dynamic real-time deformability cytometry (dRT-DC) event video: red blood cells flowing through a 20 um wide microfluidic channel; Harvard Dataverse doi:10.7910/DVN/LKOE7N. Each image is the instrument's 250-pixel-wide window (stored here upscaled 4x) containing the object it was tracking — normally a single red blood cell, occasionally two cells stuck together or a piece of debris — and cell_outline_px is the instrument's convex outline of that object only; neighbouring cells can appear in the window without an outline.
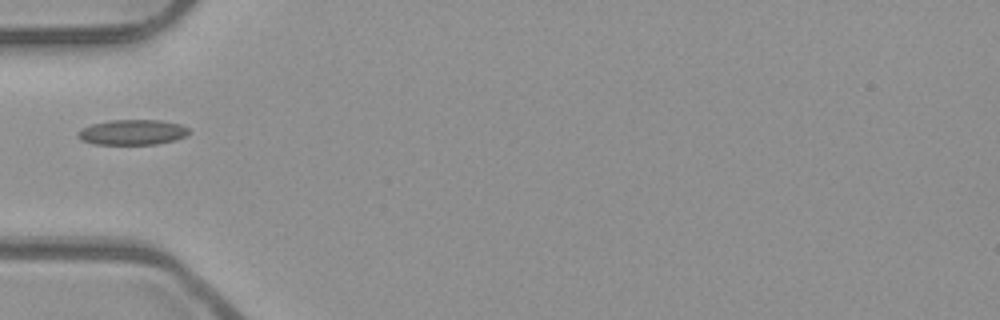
{"species": "common noctule bat (a hibernating species)", "species_latin": "Nyctalus noctula", "temperature_condition": "room temperature", "stored_images_in_passage": 3, "camera_frame_rate_fps": 3000, "um_per_image_px": 0.085, "animal": {"sex": "male", "body_mass_g": 23.1, "forearm_length_mm": 52.7}, "frame": {"image": 1, "passage_image": 2, "time_ms": 0.333, "image_size_px": [1000, 320], "cell_outline_px": [[188, 132], [184, 136], [176, 140], [156, 144], [92, 144], [80, 140], [76, 136], [76, 132], [80, 128], [92, 124], [108, 120], [160, 120], [180, 124], [188, 128]], "centroid_in_image_um": [11.18, 11.24], "position_along_channel_um": 73.8, "area_um2": 16.47}}
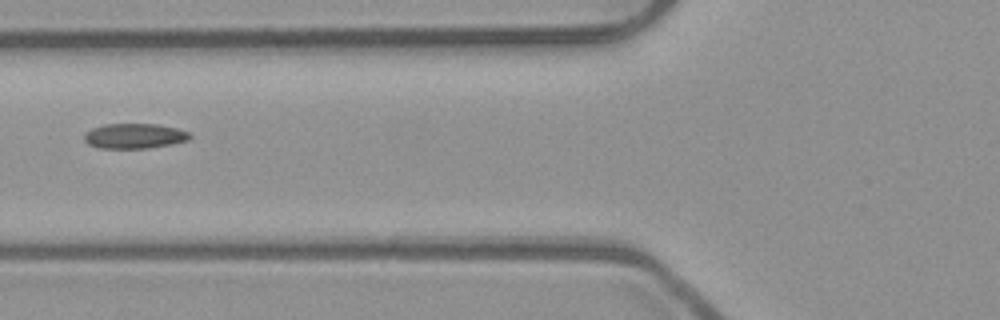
{"frame": {"image": 2, "passage_image": 3, "time_ms": 0.667, "image_size_px": [1000, 320], "cell_outline_px": [[192, 136], [188, 140], [172, 144], [148, 148], [100, 148], [88, 144], [84, 140], [84, 132], [92, 128], [104, 124], [156, 124], [176, 128], [188, 132]], "centroid_in_image_um": [11.4, 11.56], "position_along_channel_um": 114.4, "area_um2": 15.43}}